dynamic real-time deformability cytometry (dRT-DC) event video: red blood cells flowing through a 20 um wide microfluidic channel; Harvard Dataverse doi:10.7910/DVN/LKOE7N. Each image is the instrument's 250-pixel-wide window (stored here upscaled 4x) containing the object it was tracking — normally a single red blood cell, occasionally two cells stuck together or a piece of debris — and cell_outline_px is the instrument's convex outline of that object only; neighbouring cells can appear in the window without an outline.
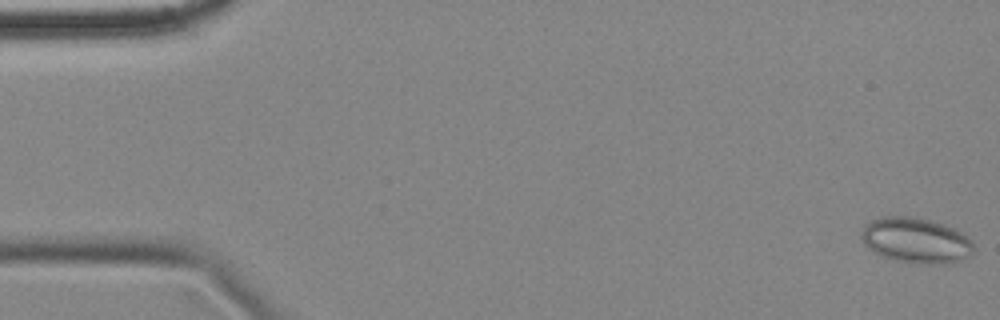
{"species": "common noctule bat (a hibernating species)", "species_latin": "Nyctalus noctula", "temperature_condition": "cold", "stored_images_in_passage": 58, "camera_frame_rate_fps": 3000, "um_per_image_px": 0.085, "animal": {"sex": "female", "body_mass_g": 18.4}, "frame": {"image": 1, "passage_image": 1, "time_ms": 0.0, "image_size_px": [1000, 320], "cell_outline_px": [[972, 256], [960, 260], [944, 264], [920, 264], [896, 260], [880, 256], [868, 248], [864, 244], [860, 236], [864, 224], [872, 220], [884, 216], [908, 216], [928, 220], [944, 224], [960, 232], [972, 244]], "centroid_in_image_um": [77.8, 20.44], "position_along_channel_um": 7.2, "area_um2": 29.59}}
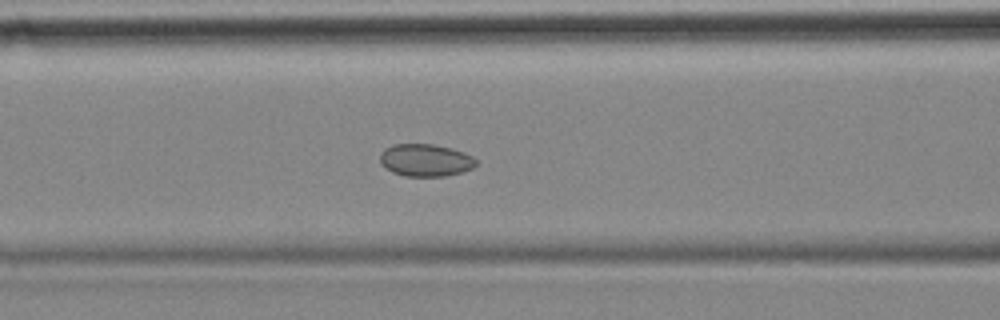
{"frame": {"image": 2, "passage_image": 23, "time_ms": 7.333, "image_size_px": [1000, 320], "cell_outline_px": [[476, 164], [472, 168], [460, 172], [444, 176], [404, 176], [392, 172], [380, 164], [380, 156], [384, 148], [392, 144], [432, 144], [452, 148], [464, 152], [472, 156], [476, 160]], "centroid_in_image_um": [36.14, 13.61], "position_along_channel_um": 130.5, "area_um2": 18.15}}
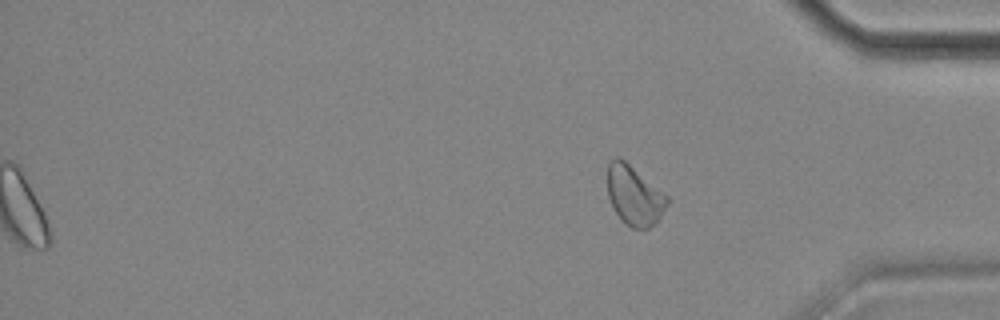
{"frame": {"image": 3, "passage_image": 58, "time_ms": 19.0, "image_size_px": [1000, 320], "cell_outline_px": [[668, 204], [660, 216], [648, 228], [632, 228], [624, 224], [620, 220], [612, 208], [608, 196], [608, 164], [616, 156], [620, 156], [668, 196]], "centroid_in_image_um": [53.88, 16.61], "position_along_channel_um": 381.3, "area_um2": 20.63}}